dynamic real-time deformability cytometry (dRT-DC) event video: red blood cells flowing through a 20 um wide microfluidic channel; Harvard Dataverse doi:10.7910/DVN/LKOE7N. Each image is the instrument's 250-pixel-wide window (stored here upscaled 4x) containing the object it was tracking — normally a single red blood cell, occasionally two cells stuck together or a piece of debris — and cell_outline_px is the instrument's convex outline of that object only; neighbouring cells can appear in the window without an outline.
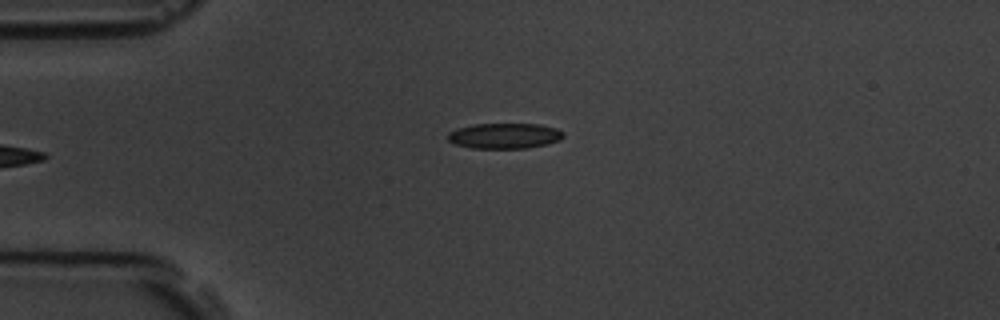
{"species": "common noctule bat (a hibernating species)", "species_latin": "Nyctalus noctula", "temperature_condition": "room temperature", "stored_images_in_passage": 10, "camera_frame_rate_fps": 3000, "um_per_image_px": 0.085, "animal": {"sex": "male", "body_mass_g": 19.5, "forearm_length_mm": 54.6}, "frame": {"image": 1, "passage_image": 4, "time_ms": 4.333, "image_size_px": [1000, 320], "cell_outline_px": [[564, 136], [560, 140], [548, 144], [528, 148], [472, 148], [456, 144], [448, 140], [448, 132], [456, 128], [476, 124], [540, 124], [556, 128], [564, 132]], "centroid_in_image_um": [42.91, 11.54], "position_along_channel_um": 42.1, "area_um2": 17.22}}
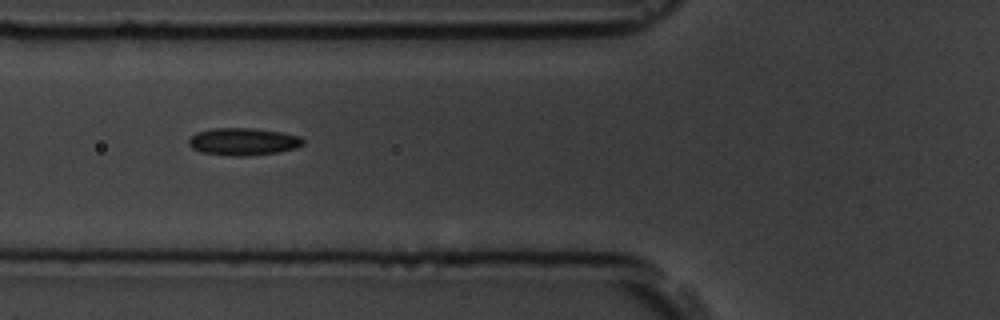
{"frame": {"image": 2, "passage_image": 6, "time_ms": 6.667, "image_size_px": [1000, 320], "cell_outline_px": [[304, 144], [296, 148], [276, 152], [244, 156], [236, 156], [200, 152], [192, 148], [188, 144], [188, 140], [196, 132], [212, 128], [252, 128], [284, 132], [300, 136], [304, 140]], "centroid_in_image_um": [20.68, 12.02], "position_along_channel_um": 105.1, "area_um2": 18.26}}
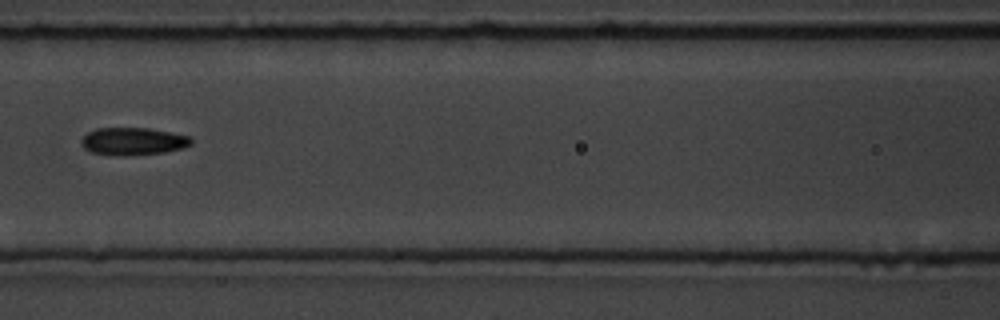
{"frame": {"image": 3, "passage_image": 7, "time_ms": 8.0, "image_size_px": [1000, 320], "cell_outline_px": [[192, 144], [184, 148], [164, 152], [124, 156], [116, 156], [92, 152], [84, 148], [80, 144], [80, 140], [88, 132], [96, 128], [148, 128], [188, 136], [192, 140]], "centroid_in_image_um": [11.28, 12.02], "position_along_channel_um": 155.3, "area_um2": 17.63}}